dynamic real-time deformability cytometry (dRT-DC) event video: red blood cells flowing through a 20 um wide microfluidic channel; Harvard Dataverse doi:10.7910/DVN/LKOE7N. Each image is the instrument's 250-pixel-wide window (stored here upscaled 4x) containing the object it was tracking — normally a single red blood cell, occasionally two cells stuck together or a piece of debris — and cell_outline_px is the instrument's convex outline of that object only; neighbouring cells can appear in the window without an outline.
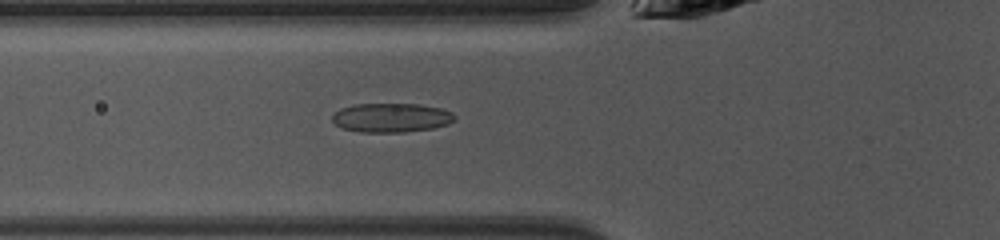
{"species": "common noctule bat (a hibernating species)", "species_latin": "Nyctalus noctula", "temperature_condition": "warm", "stored_images_in_passage": 36, "camera_frame_rate_fps": 3000, "um_per_image_px": 0.085, "animal": {"sex": "female", "body_mass_g": 10.0, "forearm_length_mm": 53.1}, "frame": {"image": 1, "passage_image": 8, "time_ms": 2.333, "image_size_px": [1000, 240], "cell_outline_px": [[456, 120], [448, 124], [432, 128], [404, 132], [360, 132], [340, 128], [332, 120], [332, 116], [340, 108], [356, 104], [420, 104], [440, 108], [452, 112], [456, 116]], "centroid_in_image_um": [33.27, 10.0], "position_along_channel_um": 92.5, "area_um2": 20.87}}
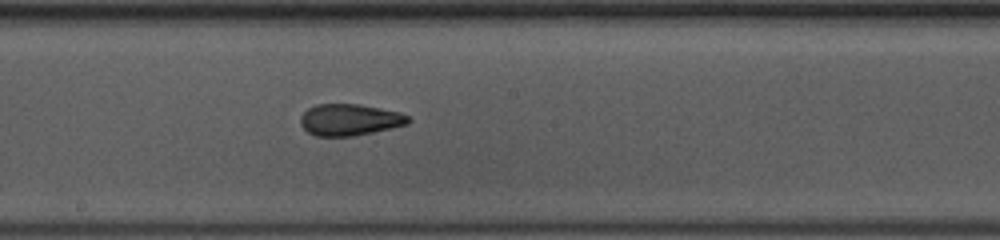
{"frame": {"image": 2, "passage_image": 17, "time_ms": 5.333, "image_size_px": [1000, 240], "cell_outline_px": [[412, 120], [408, 124], [392, 128], [352, 136], [316, 136], [308, 132], [300, 124], [300, 116], [308, 108], [316, 104], [360, 104], [400, 112], [408, 116]], "centroid_in_image_um": [29.72, 10.17], "position_along_channel_um": 218.5, "area_um2": 19.88}}
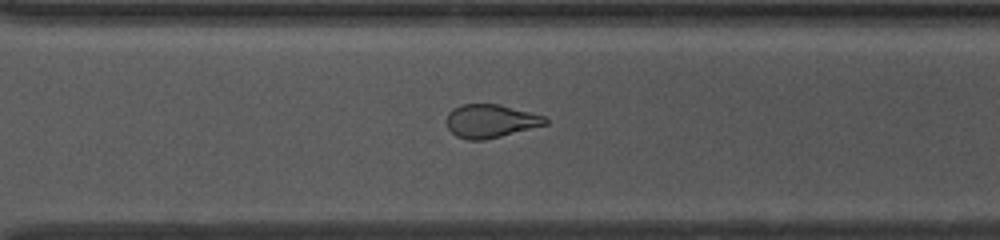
{"frame": {"image": 3, "passage_image": 25, "time_ms": 8.0, "image_size_px": [1000, 240], "cell_outline_px": [[548, 124], [484, 140], [468, 140], [456, 136], [448, 128], [448, 112], [452, 108], [460, 104], [500, 104], [544, 116], [548, 120]], "centroid_in_image_um": [41.69, 10.28], "position_along_channel_um": 328.9, "area_um2": 19.07}, "authors_computed_cell_mechanics": {"area_um2": 20.2878, "velocity_mm_per_s": 4.1588, "shape_relaxation_time_tau1_ms": null, "shape_relaxation_time_tau2_ms": 1.7726, "deformation_change_tau1": null, "deformation_change_tau2": 0.104}}